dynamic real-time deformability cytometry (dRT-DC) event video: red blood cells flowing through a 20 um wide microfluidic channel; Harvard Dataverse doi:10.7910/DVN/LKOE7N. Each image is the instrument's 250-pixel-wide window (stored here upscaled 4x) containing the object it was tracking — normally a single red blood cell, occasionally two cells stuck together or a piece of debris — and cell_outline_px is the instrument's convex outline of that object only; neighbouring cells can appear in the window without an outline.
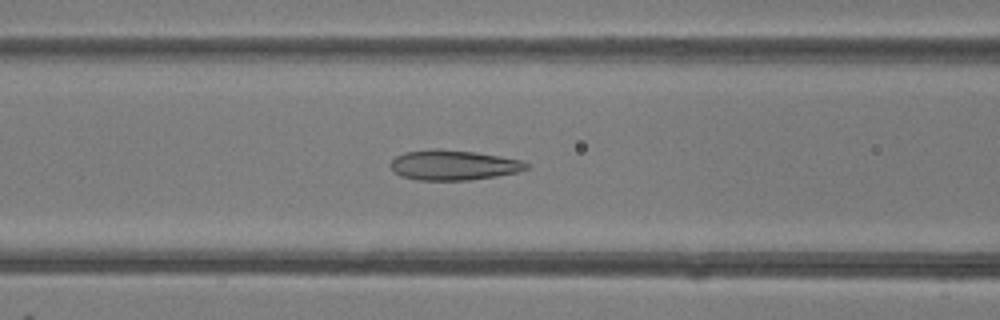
{"species": "common noctule bat (a hibernating species)", "species_latin": "Nyctalus noctula", "temperature_condition": "room temperature", "stored_images_in_passage": 49, "camera_frame_rate_fps": 3000, "um_per_image_px": 0.085, "animal": {"sex": "female"}, "frame": {"image": 1, "passage_image": 20, "time_ms": 6.333, "image_size_px": [1000, 320], "cell_outline_px": [[528, 168], [520, 172], [496, 176], [468, 180], [420, 180], [400, 176], [388, 164], [396, 156], [404, 152], [432, 148], [440, 148], [476, 152], [500, 156], [520, 160], [528, 164]], "centroid_in_image_um": [38.53, 14.02], "position_along_channel_um": 128.1, "area_um2": 23.93}}
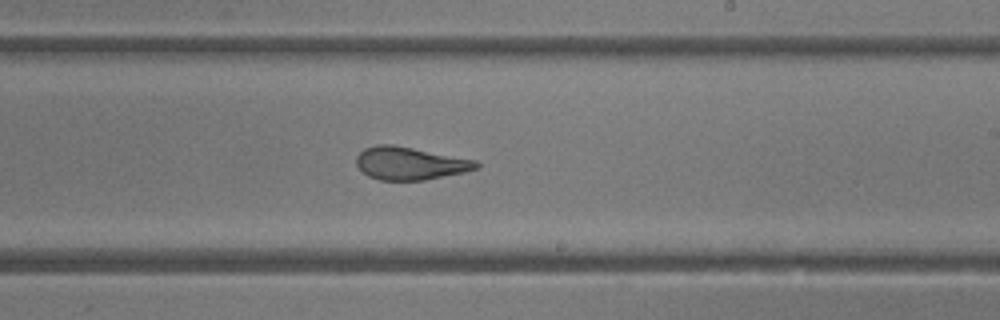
{"frame": {"image": 2, "passage_image": 29, "time_ms": 9.333, "image_size_px": [1000, 320], "cell_outline_px": [[480, 168], [464, 172], [424, 180], [380, 180], [368, 176], [356, 164], [356, 156], [364, 148], [376, 144], [392, 144], [476, 160], [480, 164]], "centroid_in_image_um": [34.85, 13.88], "position_along_channel_um": 254.2, "area_um2": 22.89}}
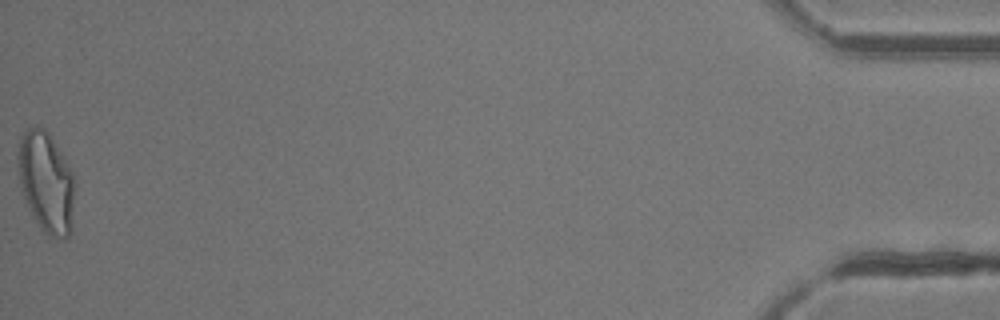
{"frame": {"image": 3, "passage_image": 49, "time_ms": 16.0, "image_size_px": [1000, 320], "cell_outline_px": [[76, 184], [72, 232], [64, 240], [48, 236], [40, 228], [32, 216], [24, 200], [20, 184], [16, 160], [16, 156], [20, 140], [24, 132], [28, 128], [36, 124], [44, 128], [48, 132], [72, 172]], "centroid_in_image_um": [3.93, 15.53], "position_along_channel_um": 431.3, "area_um2": 34.16}, "authors_computed_cell_mechanics": {"area_um2": 25.6054, "velocity_mm_per_s": 4.1955, "shape_relaxation_time_tau1_ms": 7.383, "shape_relaxation_time_tau2_ms": 1.3917, "deformation_change_tau1": 0.2197, "deformation_change_tau2": 0.0988}}